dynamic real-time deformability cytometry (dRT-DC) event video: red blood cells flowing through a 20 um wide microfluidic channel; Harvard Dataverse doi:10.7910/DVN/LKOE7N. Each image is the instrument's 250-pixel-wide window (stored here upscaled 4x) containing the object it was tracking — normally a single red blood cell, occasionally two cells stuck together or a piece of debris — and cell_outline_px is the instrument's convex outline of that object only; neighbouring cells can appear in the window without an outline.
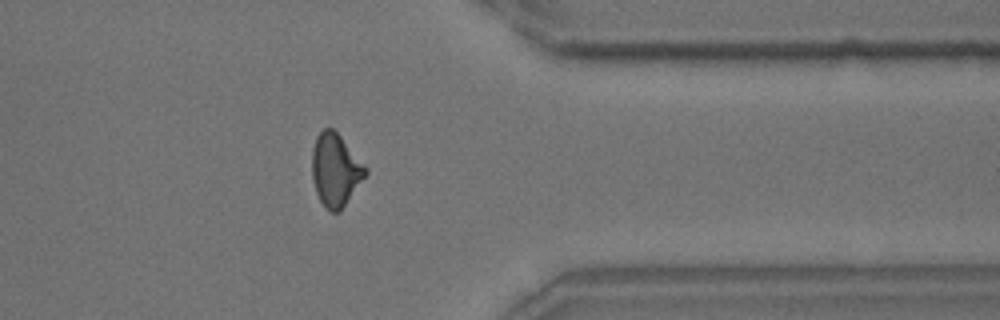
{"species": "common noctule bat (a hibernating species)", "species_latin": "Nyctalus noctula", "temperature_condition": "room temperature", "stored_images_in_passage": 32, "camera_frame_rate_fps": 3000, "um_per_image_px": 0.085, "animal": {"sex": "male", "body_mass_g": 18.8}, "frame": {"image": 1, "passage_image": 28, "time_ms": 9.0, "image_size_px": [1000, 320], "cell_outline_px": [[368, 172], [340, 212], [332, 212], [324, 208], [316, 192], [312, 176], [312, 148], [316, 136], [324, 128], [332, 128], [340, 136], [368, 168]], "centroid_in_image_um": [28.5, 14.46], "position_along_channel_um": 382.9, "area_um2": 22.6}, "authors_computed_cell_mechanics": {"area_um2": 22.3975, "velocity_mm_per_s": 3.6345, "shape_relaxation_time_tau1_ms": 6.2289, "shape_relaxation_time_tau2_ms": 2.3564, "deformation_change_tau1": 0.1726, "deformation_change_tau2": 0.0889}}